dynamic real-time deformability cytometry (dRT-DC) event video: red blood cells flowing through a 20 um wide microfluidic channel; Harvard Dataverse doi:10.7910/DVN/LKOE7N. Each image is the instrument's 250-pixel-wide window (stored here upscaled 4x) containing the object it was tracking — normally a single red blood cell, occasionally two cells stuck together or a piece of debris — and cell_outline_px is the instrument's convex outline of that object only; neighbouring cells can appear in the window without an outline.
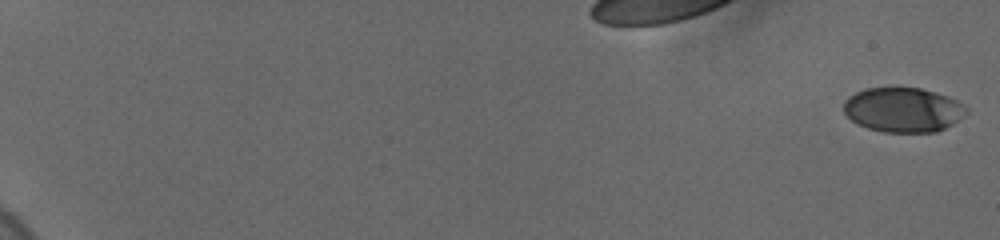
{"species": "human", "species_latin": "Homo sapiens", "temperature_condition": "cold", "stored_images_in_passage": 60, "camera_frame_rate_fps": 3000, "um_per_image_px": 0.085, "donor": {"sex": "female"}, "frame": {"image": 1, "passage_image": 1, "time_ms": 0.0, "image_size_px": [1000, 240], "cell_outline_px": [[968, 112], [964, 116], [952, 124], [936, 132], [884, 132], [868, 128], [852, 120], [844, 112], [844, 100], [848, 96], [864, 88], [920, 88], [936, 92], [948, 96], [956, 100], [968, 108]], "centroid_in_image_um": [76.78, 9.33], "position_along_channel_um": 8.2, "area_um2": 31.85}}
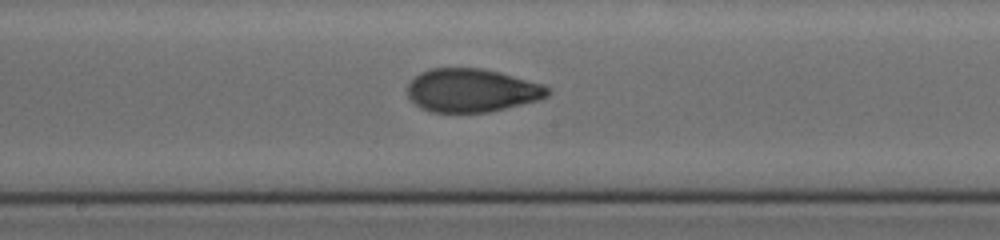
{"frame": {"image": 2, "passage_image": 36, "time_ms": 11.667, "image_size_px": [1000, 240], "cell_outline_px": [[552, 92], [548, 96], [540, 100], [488, 112], [432, 112], [420, 108], [408, 96], [408, 84], [420, 72], [432, 68], [480, 68], [500, 72], [544, 84]], "centroid_in_image_um": [40.13, 7.68], "position_along_channel_um": 208.1, "area_um2": 35.49}}
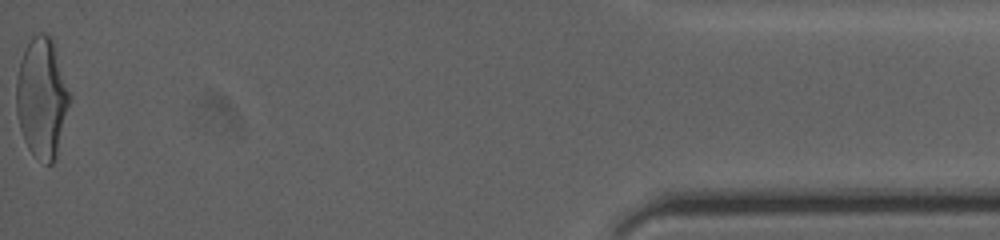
{"frame": {"image": 3, "passage_image": 60, "time_ms": 19.667, "image_size_px": [1000, 240], "cell_outline_px": [[72, 96], [56, 156], [52, 164], [48, 164], [32, 152], [28, 148], [24, 140], [20, 128], [16, 112], [16, 80], [20, 60], [32, 36], [40, 32], [44, 32], [52, 36]], "centroid_in_image_um": [3.58, 8.26], "position_along_channel_um": 431.6, "area_um2": 37.45}, "authors_computed_cell_mechanics": {"area_um2": 34.7667, "velocity_mm_per_s": 3.6825, "shape_relaxation_time_tau1_ms": 4.3289, "shape_relaxation_time_tau2_ms": 1.2856, "deformation_change_tau1": 0.1807, "deformation_change_tau2": 0.0636}}